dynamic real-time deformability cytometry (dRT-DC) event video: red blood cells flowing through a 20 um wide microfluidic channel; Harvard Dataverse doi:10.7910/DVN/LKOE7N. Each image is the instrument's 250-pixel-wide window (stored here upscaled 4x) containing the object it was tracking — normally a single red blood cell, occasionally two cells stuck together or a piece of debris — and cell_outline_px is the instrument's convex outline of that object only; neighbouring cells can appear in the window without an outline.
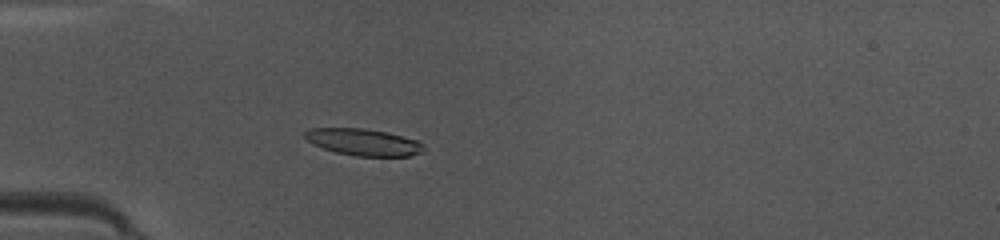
{"species": "common noctule bat (a hibernating species)", "species_latin": "Nyctalus noctula", "temperature_condition": "warm", "stored_images_in_passage": 46, "camera_frame_rate_fps": 3000, "um_per_image_px": 0.085, "animal": {"sex": "female", "body_mass_g": 10.0, "forearm_length_mm": 53.1}, "frame": {"image": 1, "passage_image": 12, "time_ms": 3.667, "image_size_px": [1000, 240], "cell_outline_px": [[424, 152], [408, 156], [356, 156], [336, 152], [312, 144], [304, 136], [304, 132], [308, 128], [364, 128], [384, 132], [416, 140], [424, 144]], "centroid_in_image_um": [30.88, 12.08], "position_along_channel_um": 54.1, "area_um2": 18.44}}
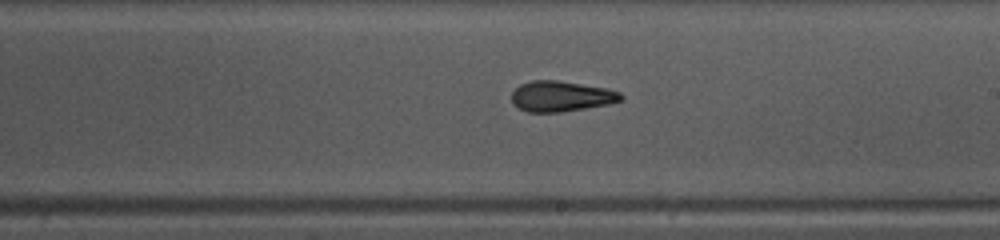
{"frame": {"image": 2, "passage_image": 26, "time_ms": 8.333, "image_size_px": [1000, 240], "cell_outline_px": [[624, 100], [608, 104], [560, 112], [528, 112], [512, 104], [512, 92], [520, 84], [532, 80], [560, 80], [608, 88], [620, 92], [624, 96]], "centroid_in_image_um": [47.72, 8.17], "position_along_channel_um": 241.3, "area_um2": 19.59}}
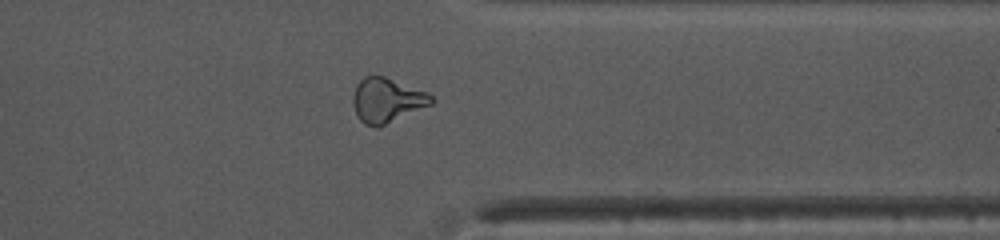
{"frame": {"image": 3, "passage_image": 36, "time_ms": 11.667, "image_size_px": [1000, 240], "cell_outline_px": [[436, 100], [432, 104], [376, 128], [364, 124], [356, 116], [352, 104], [352, 96], [356, 84], [364, 76], [384, 76], [428, 92]], "centroid_in_image_um": [32.86, 8.52], "position_along_channel_um": 378.5, "area_um2": 20.46}, "authors_computed_cell_mechanics": {"area_um2": 19.3052, "velocity_mm_per_s": 4.1871, "shape_relaxation_time_tau1_ms": 5.2523, "shape_relaxation_time_tau2_ms": 2.7361, "deformation_change_tau1": 0.2016, "deformation_change_tau2": 0.119}}